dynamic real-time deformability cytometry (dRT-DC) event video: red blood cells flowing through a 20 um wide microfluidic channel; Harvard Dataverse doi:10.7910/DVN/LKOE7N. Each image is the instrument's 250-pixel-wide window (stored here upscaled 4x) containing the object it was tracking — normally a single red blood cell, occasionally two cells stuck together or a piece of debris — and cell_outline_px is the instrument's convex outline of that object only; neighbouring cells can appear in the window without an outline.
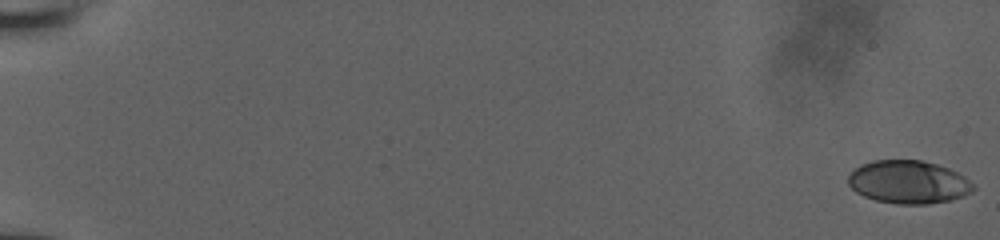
{"species": "human", "species_latin": "Homo sapiens", "temperature_condition": "room temperature", "stored_images_in_passage": 27, "camera_frame_rate_fps": 3000, "um_per_image_px": 0.085, "donor": {"sex": "male"}, "frame": {"image": 1, "passage_image": 1, "time_ms": 0.0, "image_size_px": [1000, 240], "cell_outline_px": [[976, 188], [972, 192], [964, 196], [952, 200], [928, 204], [896, 204], [876, 200], [864, 196], [856, 192], [848, 184], [848, 176], [860, 164], [872, 160], [920, 160], [936, 164], [948, 168], [964, 176]], "centroid_in_image_um": [77.22, 15.48], "position_along_channel_um": 7.8, "area_um2": 31.44}}
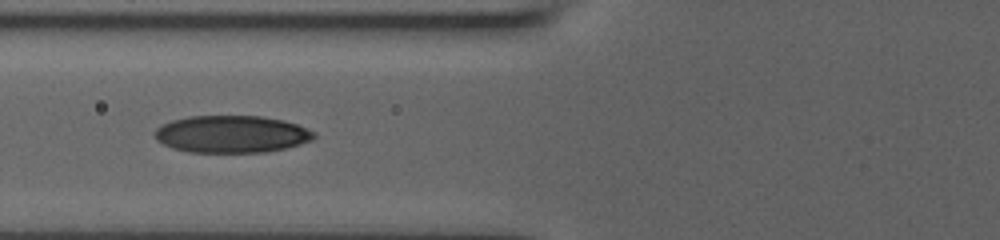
{"frame": {"image": 2, "passage_image": 16, "time_ms": 8.333, "image_size_px": [1000, 240], "cell_outline_px": [[316, 136], [312, 140], [288, 148], [268, 152], [188, 152], [172, 148], [156, 140], [156, 128], [172, 120], [188, 116], [260, 116], [284, 120], [296, 124], [316, 132]], "centroid_in_image_um": [19.72, 11.4], "position_along_channel_um": 106.1, "area_um2": 34.62}}
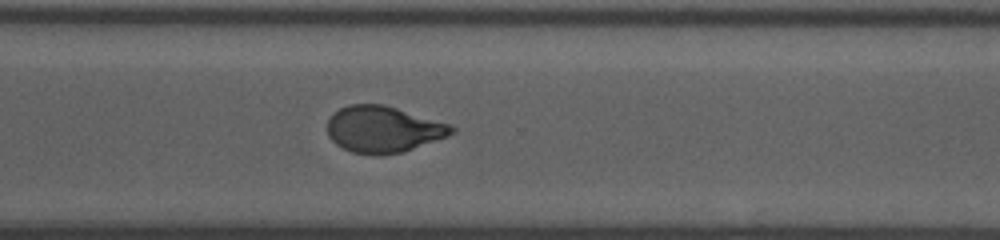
{"frame": {"image": 3, "passage_image": 27, "time_ms": 14.333, "image_size_px": [1000, 240], "cell_outline_px": [[456, 132], [448, 136], [404, 152], [376, 156], [372, 156], [352, 152], [336, 144], [328, 136], [328, 120], [340, 108], [348, 104], [384, 104], [452, 124], [456, 128]], "centroid_in_image_um": [32.62, 11.0], "position_along_channel_um": 338.0, "area_um2": 33.93}}